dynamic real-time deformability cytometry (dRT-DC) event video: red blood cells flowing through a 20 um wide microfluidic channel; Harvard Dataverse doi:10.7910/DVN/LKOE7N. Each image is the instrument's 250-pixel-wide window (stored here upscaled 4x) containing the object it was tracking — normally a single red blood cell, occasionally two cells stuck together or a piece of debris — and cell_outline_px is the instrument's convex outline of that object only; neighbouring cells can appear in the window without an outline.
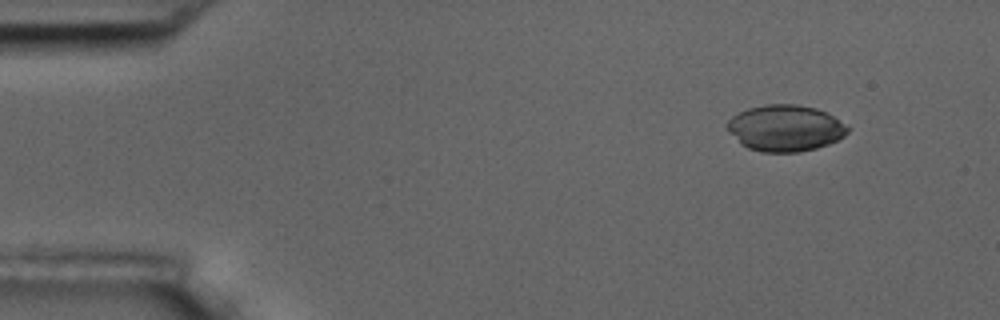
{"species": "common noctule bat (a hibernating species)", "species_latin": "Nyctalus noctula", "temperature_condition": "room temperature", "stored_images_in_passage": 9, "camera_frame_rate_fps": 3000, "um_per_image_px": 0.085, "animal": {"sex": "male", "body_mass_g": 17.5, "forearm_length_mm": 52.3}, "frame": {"image": 1, "passage_image": 2, "time_ms": 1.333, "image_size_px": [1000, 320], "cell_outline_px": [[852, 128], [844, 136], [828, 144], [816, 148], [800, 152], [764, 152], [748, 148], [740, 144], [728, 132], [724, 124], [732, 116], [748, 108], [764, 104], [796, 104], [816, 108], [848, 124]], "centroid_in_image_um": [66.73, 10.89], "position_along_channel_um": 18.3, "area_um2": 32.83}}